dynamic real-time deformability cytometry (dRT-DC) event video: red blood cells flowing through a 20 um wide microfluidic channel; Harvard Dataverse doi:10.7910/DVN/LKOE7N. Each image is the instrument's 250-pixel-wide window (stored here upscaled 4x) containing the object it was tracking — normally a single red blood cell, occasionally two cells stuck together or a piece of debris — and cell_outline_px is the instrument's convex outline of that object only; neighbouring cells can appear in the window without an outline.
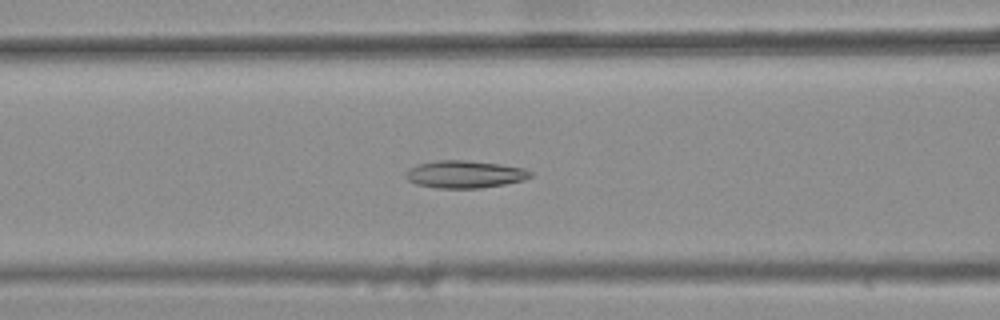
{"species": "common noctule bat (a hibernating species)", "species_latin": "Nyctalus noctula", "temperature_condition": "warm", "stored_images_in_passage": 44, "camera_frame_rate_fps": 3000, "um_per_image_px": 0.085, "animal": {"sex": "female", "body_mass_g": 25.1}, "frame": {"image": 1, "passage_image": 21, "time_ms": 6.667, "image_size_px": [1000, 320], "cell_outline_px": [[532, 176], [524, 180], [504, 184], [480, 188], [436, 188], [416, 184], [408, 180], [404, 176], [408, 168], [416, 164], [436, 160], [464, 160], [500, 164], [524, 168], [532, 172]], "centroid_in_image_um": [39.47, 14.81], "position_along_channel_um": 127.1, "area_um2": 20.06}}
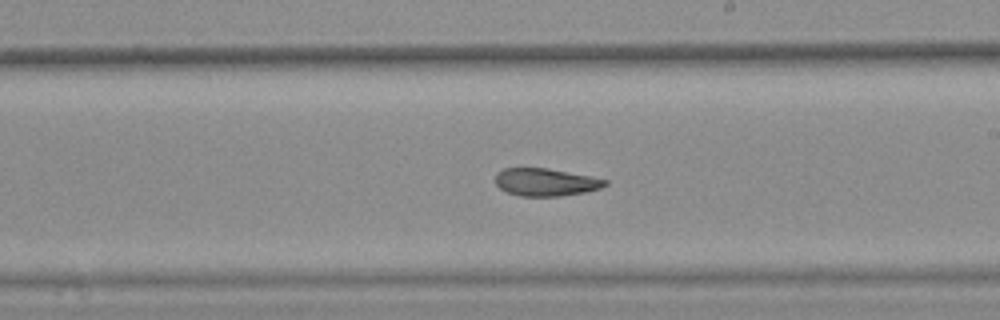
{"frame": {"image": 2, "passage_image": 30, "time_ms": 9.667, "image_size_px": [1000, 320], "cell_outline_px": [[608, 184], [600, 188], [584, 192], [560, 196], [520, 196], [508, 192], [500, 188], [496, 184], [496, 172], [504, 168], [548, 168], [592, 176], [608, 180]], "centroid_in_image_um": [46.39, 15.47], "position_along_channel_um": 242.6, "area_um2": 17.69}}
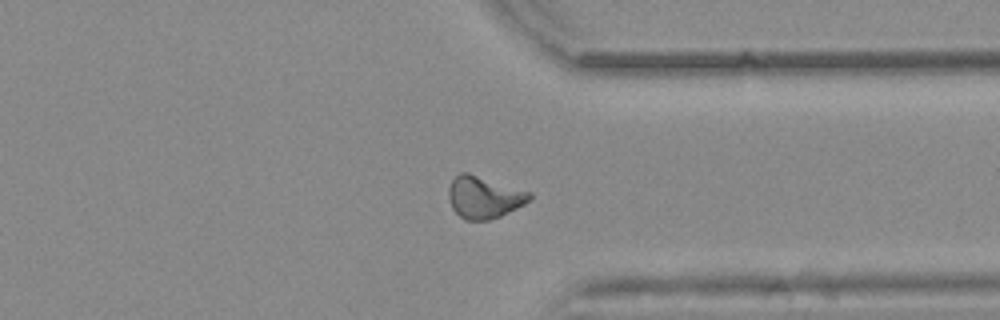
{"frame": {"image": 3, "passage_image": 40, "time_ms": 13.0, "image_size_px": [1000, 320], "cell_outline_px": [[532, 200], [500, 216], [488, 220], [464, 220], [452, 208], [448, 196], [448, 188], [452, 180], [460, 172], [468, 172], [532, 192]], "centroid_in_image_um": [41.15, 16.75], "position_along_channel_um": 370.3, "area_um2": 19.94}, "authors_computed_cell_mechanics": {"area_um2": 19.3052, "velocity_mm_per_s": 3.8662, "shape_relaxation_time_tau1_ms": null, "shape_relaxation_time_tau2_ms": 3.1501, "deformation_change_tau1": null, "deformation_change_tau2": 0.102}}